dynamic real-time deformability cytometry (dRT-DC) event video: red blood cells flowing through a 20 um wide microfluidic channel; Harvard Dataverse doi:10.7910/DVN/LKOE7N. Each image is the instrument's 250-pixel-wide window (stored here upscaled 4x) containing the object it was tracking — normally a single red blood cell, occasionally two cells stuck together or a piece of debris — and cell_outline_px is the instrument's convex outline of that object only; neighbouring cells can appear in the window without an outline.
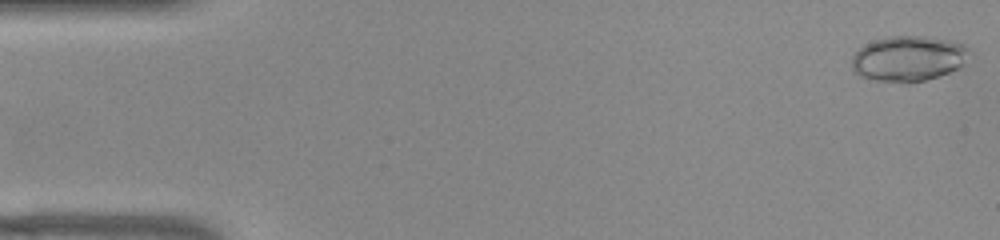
{"species": "common noctule bat (a hibernating species)", "species_latin": "Nyctalus noctula", "temperature_condition": "warm", "stored_images_in_passage": 52, "camera_frame_rate_fps": 3000, "um_per_image_px": 0.085, "animal": {"sex": "female", "body_mass_g": 22.0, "forearm_length_mm": 56.7}, "frame": {"image": 1, "passage_image": 1, "time_ms": 0.0, "image_size_px": [1000, 240], "cell_outline_px": [[968, 48], [960, 68], [940, 76], [908, 84], [900, 84], [876, 80], [860, 76], [852, 68], [852, 56], [864, 44], [888, 36], [924, 36], [948, 40], [964, 44]], "centroid_in_image_um": [77.18, 5.0], "position_along_channel_um": 7.8, "area_um2": 31.1}}
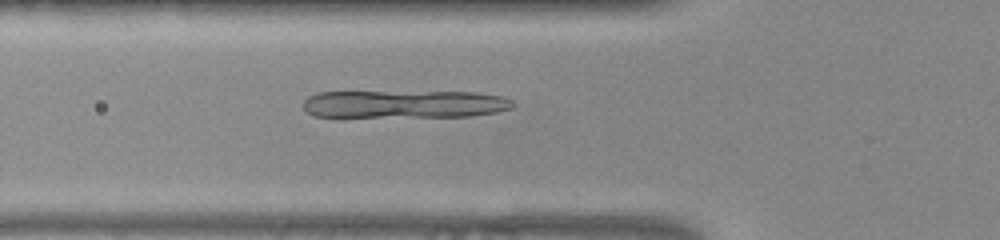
{"frame": {"image": 2, "passage_image": 18, "time_ms": 5.667, "image_size_px": [1000, 240], "cell_outline_px": [[516, 104], [512, 108], [496, 112], [468, 116], [312, 116], [304, 108], [304, 100], [308, 96], [316, 92], [480, 92], [504, 96], [512, 100]], "centroid_in_image_um": [34.43, 8.83], "position_along_channel_um": 91.4, "area_um2": 33.87}}
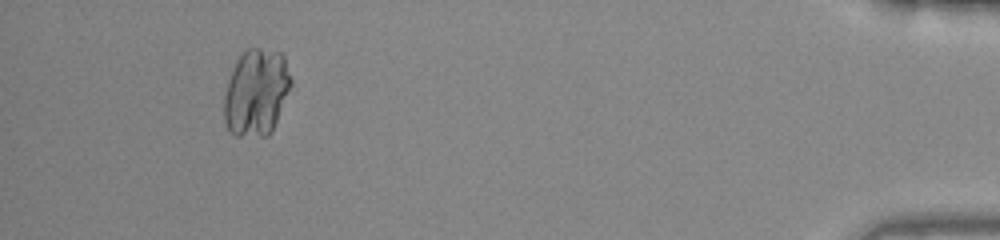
{"frame": {"image": 3, "passage_image": 48, "time_ms": 15.667, "image_size_px": [1000, 240], "cell_outline_px": [[292, 84], [272, 132], [268, 136], [236, 136], [228, 132], [224, 120], [224, 96], [228, 80], [232, 68], [236, 60], [248, 48], [260, 48], [280, 52], [284, 56], [292, 80]], "centroid_in_image_um": [21.78, 7.87], "position_along_channel_um": 413.4, "area_um2": 34.22}}